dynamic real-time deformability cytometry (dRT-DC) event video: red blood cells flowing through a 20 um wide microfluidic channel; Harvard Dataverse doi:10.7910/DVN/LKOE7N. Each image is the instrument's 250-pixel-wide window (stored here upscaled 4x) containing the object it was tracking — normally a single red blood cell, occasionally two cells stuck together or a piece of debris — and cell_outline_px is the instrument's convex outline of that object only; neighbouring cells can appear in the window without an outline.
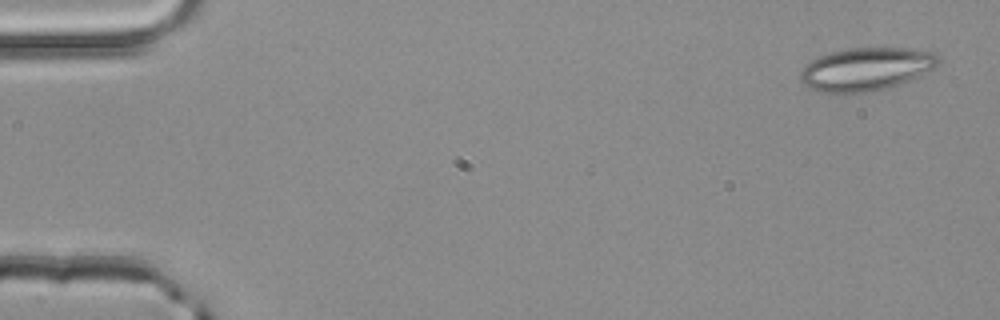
{"species": "common noctule bat (a hibernating species)", "species_latin": "Nyctalus noctula", "temperature_condition": "room temperature", "stored_images_in_passage": 51, "camera_frame_rate_fps": 3000, "um_per_image_px": 0.085, "animal": {"sex": "male", "body_mass_g": 20.4}, "frame": {"image": 1, "passage_image": 2, "time_ms": 0.333, "image_size_px": [1000, 320], "cell_outline_px": [[940, 64], [936, 68], [900, 84], [888, 88], [868, 92], [820, 92], [804, 84], [800, 80], [800, 72], [804, 64], [820, 56], [832, 52], [848, 48], [908, 48], [932, 52], [940, 60]], "centroid_in_image_um": [73.63, 5.87], "position_along_channel_um": 11.4, "area_um2": 34.51}}
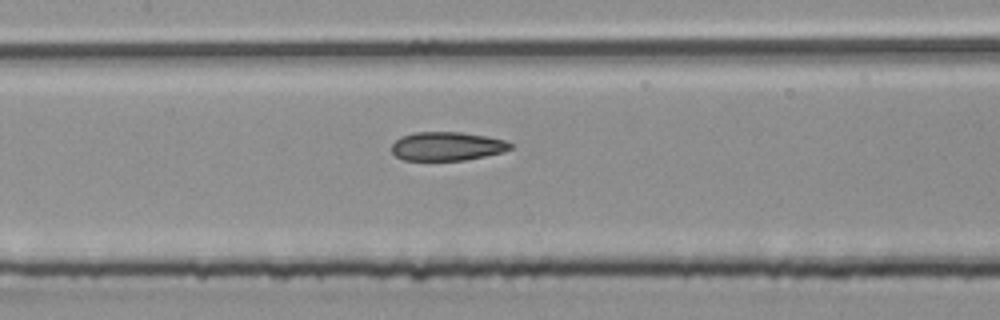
{"frame": {"image": 2, "passage_image": 24, "time_ms": 7.667, "image_size_px": [1000, 320], "cell_outline_px": [[512, 148], [504, 152], [464, 160], [404, 160], [396, 156], [392, 152], [392, 144], [400, 136], [412, 132], [460, 132], [488, 136], [504, 140], [512, 144]], "centroid_in_image_um": [37.99, 12.42], "position_along_channel_um": 169.4, "area_um2": 19.94}}
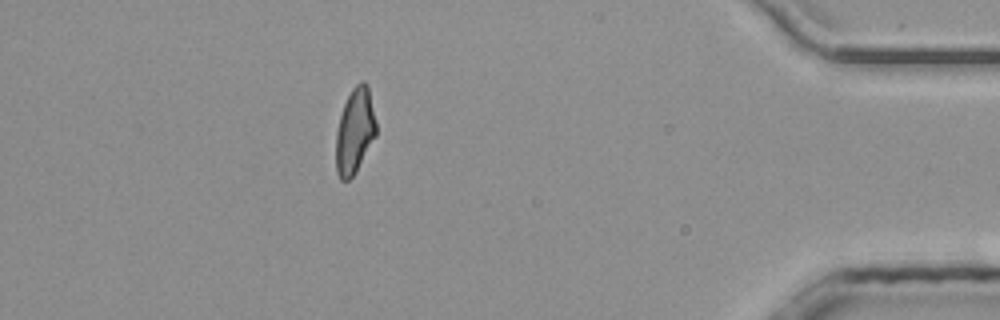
{"frame": {"image": 3, "passage_image": 45, "time_ms": 14.667, "image_size_px": [1000, 320], "cell_outline_px": [[376, 136], [356, 172], [348, 180], [340, 180], [336, 172], [336, 132], [340, 116], [344, 104], [352, 88], [360, 80], [364, 80], [368, 84], [376, 120]], "centroid_in_image_um": [30.17, 11.12], "position_along_channel_um": 405.0, "area_um2": 20.17}, "authors_computed_cell_mechanics": {"area_um2": 20.8658, "velocity_mm_per_s": 4.0913, "shape_relaxation_time_tau1_ms": null, "shape_relaxation_time_tau2_ms": 2.5677, "deformation_change_tau1": null, "deformation_change_tau2": 0.1047}}